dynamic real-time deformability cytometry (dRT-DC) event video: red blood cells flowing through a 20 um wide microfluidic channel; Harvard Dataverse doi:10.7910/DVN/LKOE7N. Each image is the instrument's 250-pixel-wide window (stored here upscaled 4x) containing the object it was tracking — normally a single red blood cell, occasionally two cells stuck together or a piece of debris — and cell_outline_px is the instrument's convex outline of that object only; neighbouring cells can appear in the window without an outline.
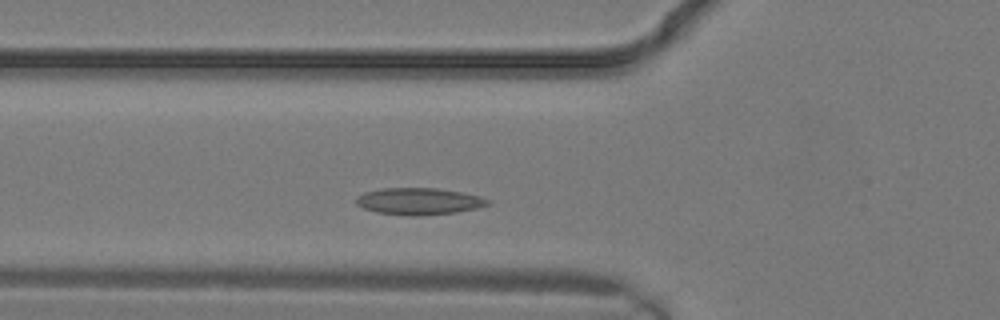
{"species": "common noctule bat (a hibernating species)", "species_latin": "Nyctalus noctula", "temperature_condition": "warm", "stored_images_in_passage": 6, "camera_frame_rate_fps": 3000, "um_per_image_px": 0.085, "animal": {"sex": "male", "body_mass_g": 19.2, "forearm_length_mm": 51.8}, "frame": {"image": 1, "passage_image": 4, "time_ms": 1.0, "image_size_px": [1000, 320], "cell_outline_px": [[492, 204], [476, 208], [456, 212], [420, 216], [408, 216], [376, 212], [364, 208], [356, 204], [356, 200], [364, 192], [380, 188], [436, 188], [460, 192], [480, 196], [492, 200]], "centroid_in_image_um": [35.64, 17.11], "position_along_channel_um": 90.2, "area_um2": 20.63}}
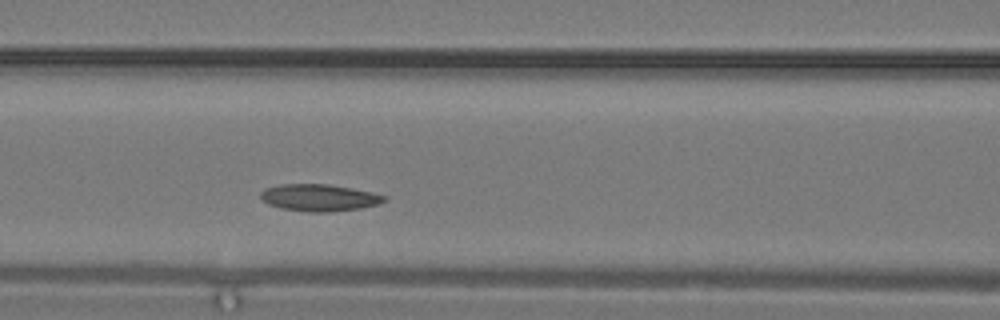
{"frame": {"image": 2, "passage_image": 6, "time_ms": 1.667, "image_size_px": [1000, 320], "cell_outline_px": [[388, 200], [376, 204], [360, 208], [328, 212], [308, 212], [280, 208], [268, 204], [260, 200], [260, 192], [264, 188], [280, 184], [328, 184], [352, 188], [372, 192], [388, 196]], "centroid_in_image_um": [27.1, 16.79], "position_along_channel_um": 139.5, "area_um2": 19.59}}